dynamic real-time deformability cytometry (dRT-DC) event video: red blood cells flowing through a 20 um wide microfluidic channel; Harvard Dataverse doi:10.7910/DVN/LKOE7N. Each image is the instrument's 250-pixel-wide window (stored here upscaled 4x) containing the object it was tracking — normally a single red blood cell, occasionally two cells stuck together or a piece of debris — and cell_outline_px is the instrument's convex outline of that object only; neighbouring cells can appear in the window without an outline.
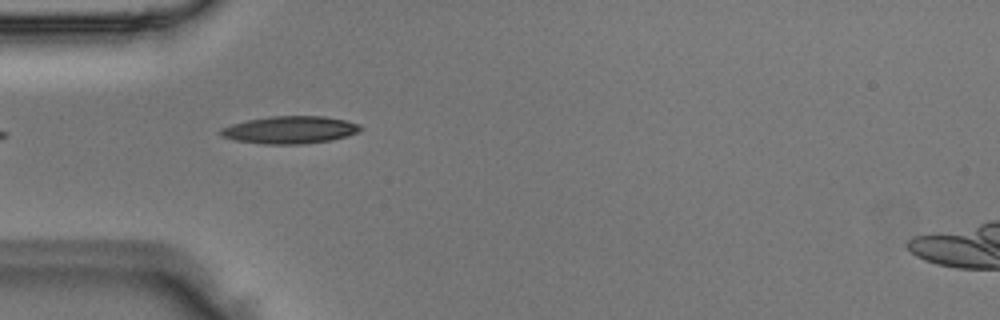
{"species": "Egyptian fruit bat (a non-hibernating species)", "species_latin": "Rousettus aegyptiacus", "temperature_condition": "room temperature", "stored_images_in_passage": 5, "camera_frame_rate_fps": 3000, "um_per_image_px": 0.085, "animal": {"sex": "male"}, "frame": {"image": 1, "passage_image": 4, "time_ms": 1.0, "image_size_px": [1000, 320], "cell_outline_px": [[364, 128], [360, 132], [348, 136], [332, 140], [304, 144], [264, 144], [232, 140], [220, 136], [220, 128], [232, 124], [248, 120], [272, 116], [324, 116], [344, 120], [360, 124]], "centroid_in_image_um": [24.67, 11.05], "position_along_channel_um": 60.3, "area_um2": 22.6}}
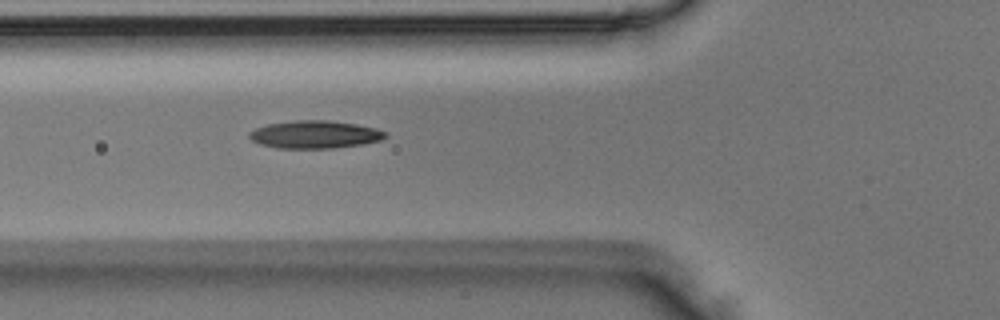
{"frame": {"image": 2, "passage_image": 5, "time_ms": 1.333, "image_size_px": [1000, 320], "cell_outline_px": [[388, 136], [380, 140], [360, 144], [332, 148], [276, 148], [260, 144], [252, 140], [248, 136], [248, 132], [256, 128], [268, 124], [296, 120], [328, 120], [356, 124], [376, 128], [384, 132]], "centroid_in_image_um": [26.73, 11.43], "position_along_channel_um": 99.1, "area_um2": 21.85}}